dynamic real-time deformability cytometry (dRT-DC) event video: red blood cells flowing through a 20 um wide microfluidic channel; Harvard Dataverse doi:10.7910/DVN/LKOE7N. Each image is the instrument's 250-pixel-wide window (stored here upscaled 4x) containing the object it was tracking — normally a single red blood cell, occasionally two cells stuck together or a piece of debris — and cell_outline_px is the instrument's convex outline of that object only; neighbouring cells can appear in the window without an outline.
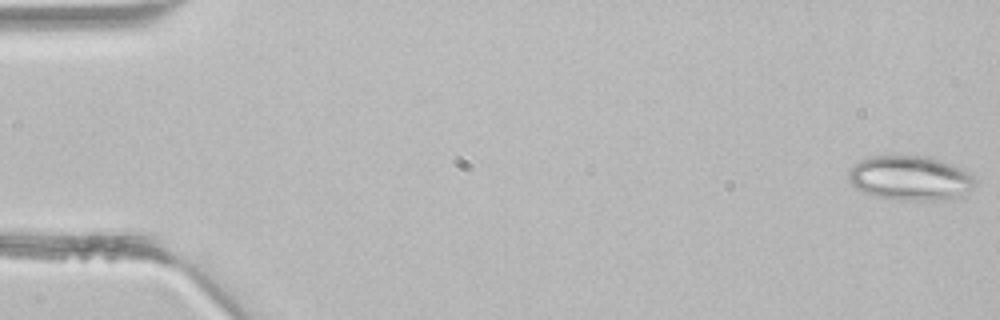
{"species": "common noctule bat (a hibernating species)", "species_latin": "Nyctalus noctula", "temperature_condition": "room temperature", "stored_images_in_passage": 40, "camera_frame_rate_fps": 3000, "um_per_image_px": 0.085, "animal": {"sex": "male", "body_mass_g": 21.5, "forearm_length_mm": 52.0}, "frame": {"image": 1, "passage_image": 1, "time_ms": 0.0, "image_size_px": [1000, 320], "cell_outline_px": [[976, 180], [968, 192], [964, 196], [948, 200], [900, 200], [876, 196], [864, 192], [856, 188], [848, 180], [848, 172], [860, 160], [872, 156], [928, 156], [952, 164], [968, 172]], "centroid_in_image_um": [77.39, 15.15], "position_along_channel_um": 7.6, "area_um2": 32.83}}
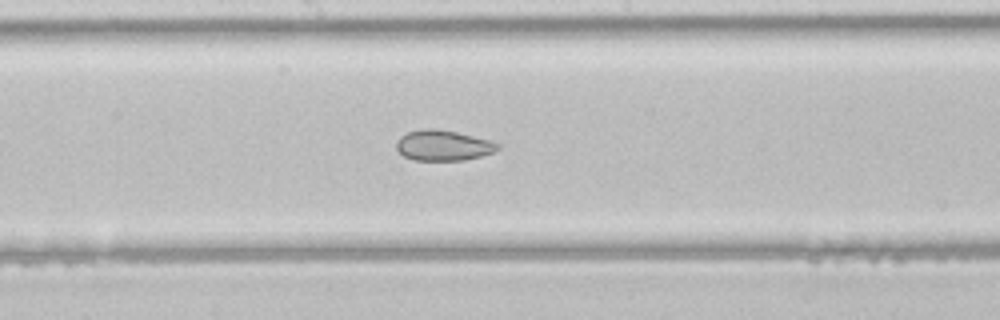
{"frame": {"image": 2, "passage_image": 23, "time_ms": 7.333, "image_size_px": [1000, 320], "cell_outline_px": [[500, 148], [492, 152], [480, 156], [464, 160], [412, 160], [404, 156], [396, 148], [396, 140], [400, 136], [408, 132], [420, 128], [432, 128], [456, 132], [488, 140], [500, 144]], "centroid_in_image_um": [37.62, 12.35], "position_along_channel_um": 210.6, "area_um2": 17.92}}
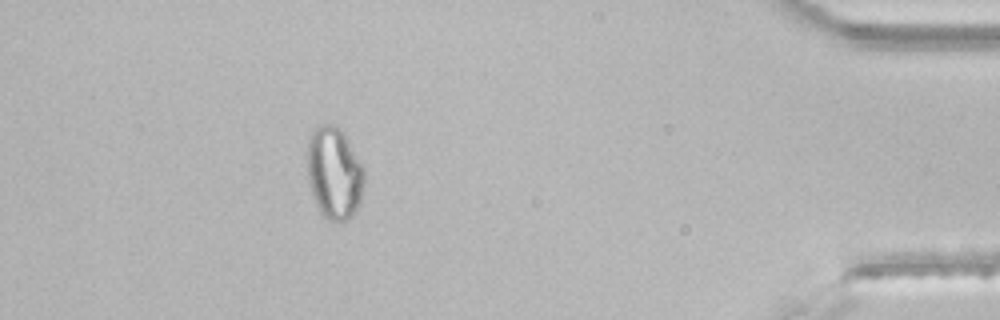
{"frame": {"image": 3, "passage_image": 39, "time_ms": 12.667, "image_size_px": [1000, 320], "cell_outline_px": [[364, 188], [360, 204], [352, 216], [348, 220], [328, 220], [320, 212], [312, 196], [308, 184], [308, 136], [320, 124], [332, 124], [340, 128], [344, 132], [364, 168]], "centroid_in_image_um": [28.42, 14.71], "position_along_channel_um": 406.8, "area_um2": 30.92}}